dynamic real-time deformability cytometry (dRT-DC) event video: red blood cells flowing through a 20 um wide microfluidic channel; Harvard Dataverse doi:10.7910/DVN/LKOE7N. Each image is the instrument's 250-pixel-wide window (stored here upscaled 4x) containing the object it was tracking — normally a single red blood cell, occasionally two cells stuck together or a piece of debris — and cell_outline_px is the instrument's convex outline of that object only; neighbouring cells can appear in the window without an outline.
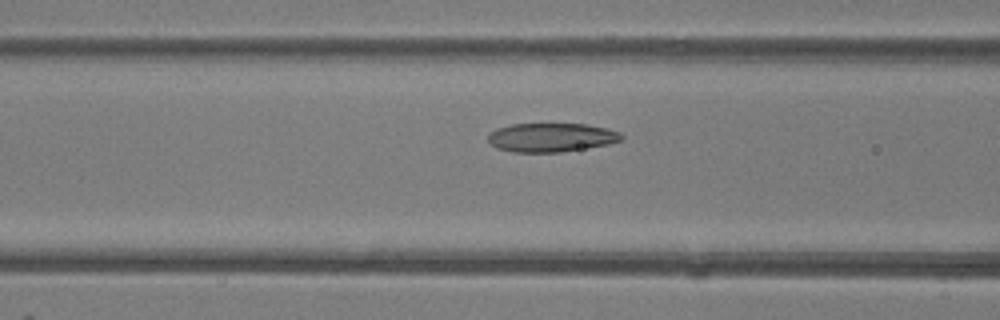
{"species": "common noctule bat (a hibernating species)", "species_latin": "Nyctalus noctula", "temperature_condition": "room temperature", "stored_images_in_passage": 35, "camera_frame_rate_fps": 3000, "um_per_image_px": 0.085, "animal": {"sex": "female"}, "frame": {"image": 1, "passage_image": 11, "time_ms": 3.333, "image_size_px": [1000, 320], "cell_outline_px": [[624, 140], [608, 144], [560, 152], [512, 152], [496, 148], [488, 140], [488, 136], [496, 128], [512, 124], [588, 124], [608, 128], [620, 132], [624, 136]], "centroid_in_image_um": [46.89, 11.68], "position_along_channel_um": 119.7, "area_um2": 22.48}}
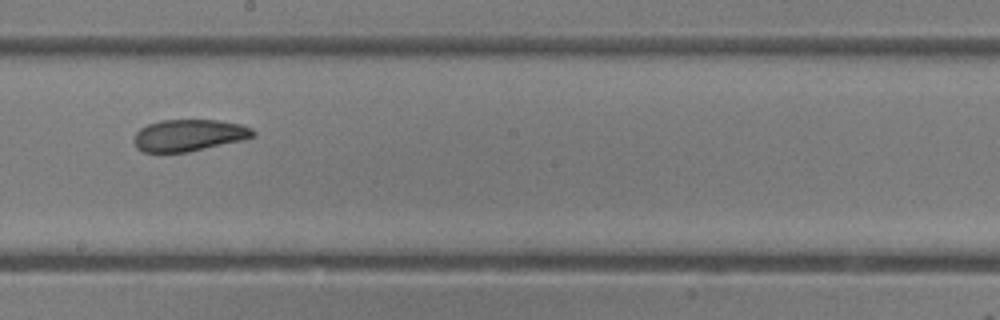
{"frame": {"image": 2, "passage_image": 19, "time_ms": 6.0, "image_size_px": [1000, 320], "cell_outline_px": [[256, 136], [240, 140], [188, 152], [144, 152], [136, 148], [132, 140], [136, 132], [140, 128], [148, 124], [160, 120], [220, 120], [240, 124], [252, 128], [256, 132]], "centroid_in_image_um": [16.03, 11.49], "position_along_channel_um": 232.2, "area_um2": 22.08}}
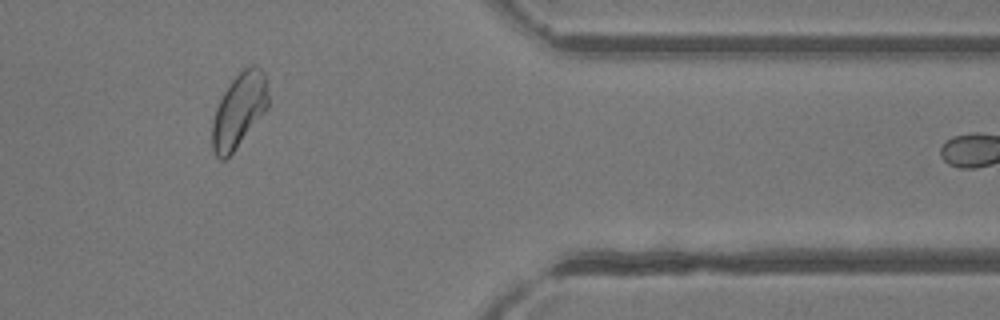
{"frame": {"image": 3, "passage_image": 32, "time_ms": 10.333, "image_size_px": [1000, 320], "cell_outline_px": [[268, 108], [236, 148], [224, 160], [220, 160], [216, 156], [212, 148], [212, 120], [216, 108], [224, 92], [232, 80], [244, 68], [252, 64], [256, 64], [264, 72], [268, 80]], "centroid_in_image_um": [20.34, 9.35], "position_along_channel_um": 391.1, "area_um2": 24.28}, "authors_computed_cell_mechanics": {"area_um2": 22.9466, "velocity_mm_per_s": 4.2128, "shape_relaxation_time_tau1_ms": 2.8756, "shape_relaxation_time_tau2_ms": 4.5489, "deformation_change_tau1": 0.0875, "deformation_change_tau2": 0.0957}}